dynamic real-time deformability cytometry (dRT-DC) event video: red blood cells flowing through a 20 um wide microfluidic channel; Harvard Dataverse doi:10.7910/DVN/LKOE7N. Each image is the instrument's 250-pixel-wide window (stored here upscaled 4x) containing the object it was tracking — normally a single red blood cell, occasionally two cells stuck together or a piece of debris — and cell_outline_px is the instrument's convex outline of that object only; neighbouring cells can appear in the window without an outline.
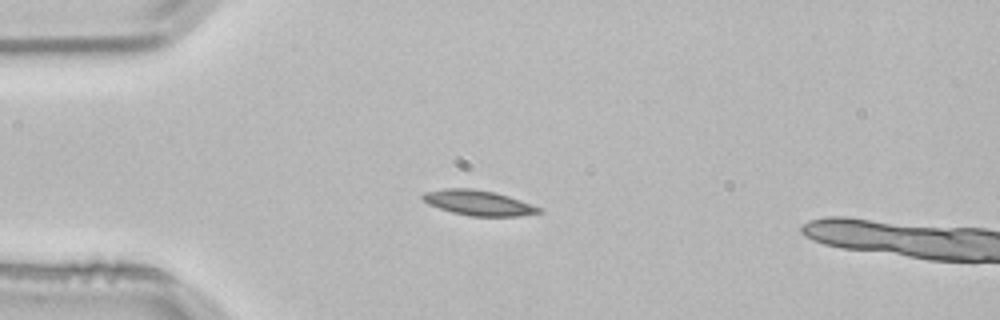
{"species": "common noctule bat (a hibernating species)", "species_latin": "Nyctalus noctula", "temperature_condition": "room temperature", "stored_images_in_passage": 3, "camera_frame_rate_fps": 3000, "um_per_image_px": 0.085, "animal": {"sex": "male", "body_mass_g": 21.5, "forearm_length_mm": 52.0}, "frame": {"image": 1, "passage_image": 2, "time_ms": 0.333, "image_size_px": [1000, 320], "cell_outline_px": [[544, 212], [520, 216], [472, 216], [452, 212], [428, 204], [420, 196], [424, 192], [444, 188], [472, 188], [496, 192], [544, 208]], "centroid_in_image_um": [40.7, 17.23], "position_along_channel_um": 44.3, "area_um2": 17.17}}